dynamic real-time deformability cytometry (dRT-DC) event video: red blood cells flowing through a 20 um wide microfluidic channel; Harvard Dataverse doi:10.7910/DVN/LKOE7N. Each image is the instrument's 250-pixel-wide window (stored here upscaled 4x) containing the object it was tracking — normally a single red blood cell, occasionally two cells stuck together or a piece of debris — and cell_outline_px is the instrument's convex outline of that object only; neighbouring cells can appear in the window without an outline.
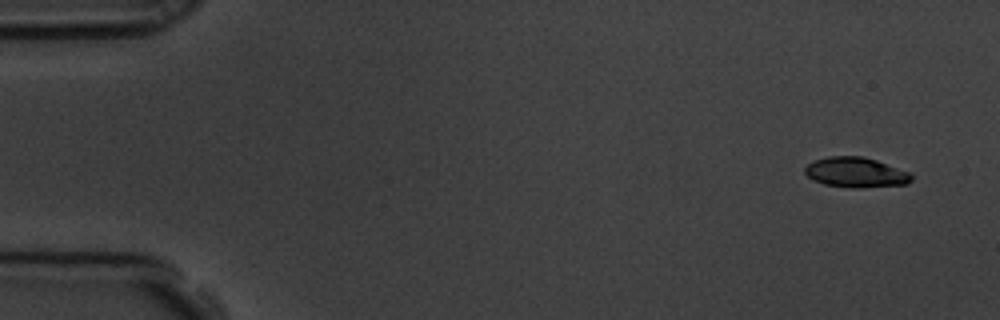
{"species": "common noctule bat (a hibernating species)", "species_latin": "Nyctalus noctula", "temperature_condition": "room temperature", "stored_images_in_passage": 16, "camera_frame_rate_fps": 3000, "um_per_image_px": 0.085, "animal": {"sex": "male", "body_mass_g": 19.5, "forearm_length_mm": 54.6}, "frame": {"image": 1, "passage_image": 1, "time_ms": 0.0, "image_size_px": [1000, 320], "cell_outline_px": [[912, 180], [908, 184], [860, 188], [852, 188], [824, 184], [812, 180], [804, 172], [804, 168], [808, 164], [816, 160], [828, 156], [864, 156], [876, 160], [908, 172], [912, 176]], "centroid_in_image_um": [72.73, 14.66], "position_along_channel_um": 12.3, "area_um2": 18.67}}
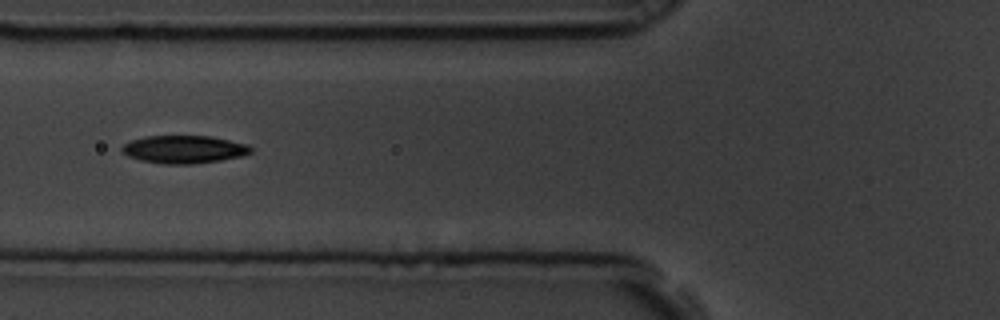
{"frame": {"image": 2, "passage_image": 6, "time_ms": 1.667, "image_size_px": [1000, 320], "cell_outline_px": [[252, 152], [240, 156], [220, 160], [192, 164], [164, 164], [140, 160], [128, 156], [120, 148], [124, 144], [132, 140], [144, 136], [212, 136], [248, 144], [252, 148]], "centroid_in_image_um": [15.64, 12.69], "position_along_channel_um": 110.2, "area_um2": 20.87}}
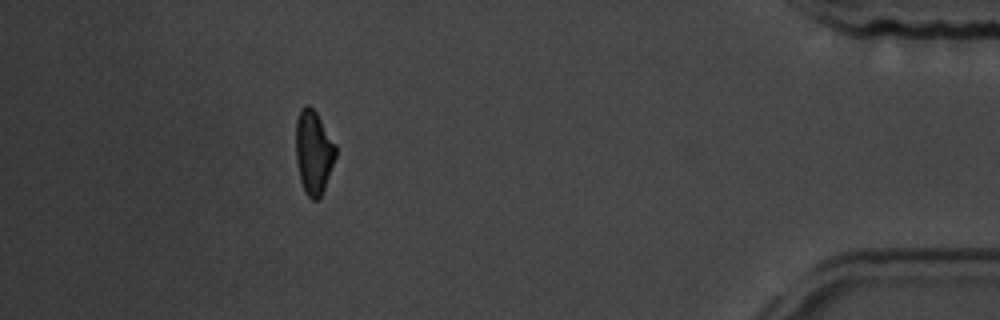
{"frame": {"image": 3, "passage_image": 14, "time_ms": 4.333, "image_size_px": [1000, 320], "cell_outline_px": [[336, 156], [324, 188], [320, 196], [316, 200], [312, 200], [308, 196], [300, 180], [296, 160], [296, 120], [300, 108], [304, 104], [308, 104], [316, 112], [336, 144]], "centroid_in_image_um": [26.65, 12.89], "position_along_channel_um": 408.6, "area_um2": 19.36}}